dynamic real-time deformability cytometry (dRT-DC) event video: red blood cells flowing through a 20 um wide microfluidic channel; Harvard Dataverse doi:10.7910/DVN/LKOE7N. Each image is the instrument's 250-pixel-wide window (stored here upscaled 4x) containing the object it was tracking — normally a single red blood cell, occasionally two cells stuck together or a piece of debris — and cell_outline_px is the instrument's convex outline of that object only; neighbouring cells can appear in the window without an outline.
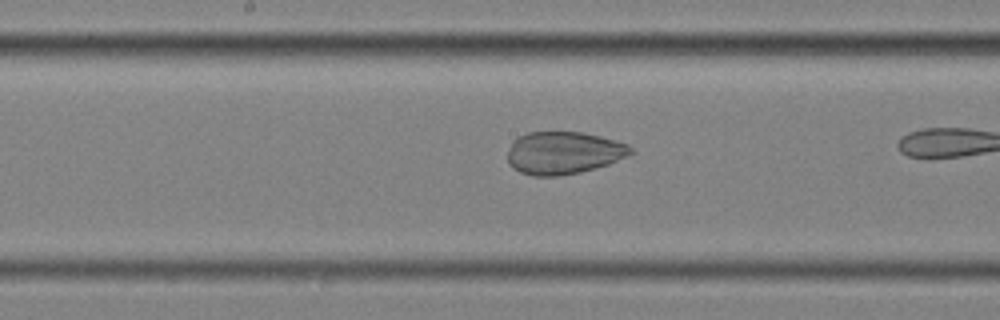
{"species": "common noctule bat (a hibernating species)", "species_latin": "Nyctalus noctula", "temperature_condition": "cold", "stored_images_in_passage": 16, "camera_frame_rate_fps": 3000, "um_per_image_px": 0.085, "animal": {"sex": "female", "body_mass_g": 25.1}, "frame": {"image": 1, "passage_image": 14, "time_ms": 4.333, "image_size_px": [1000, 320], "cell_outline_px": [[636, 152], [628, 156], [608, 164], [580, 172], [556, 176], [532, 176], [520, 172], [512, 168], [508, 164], [508, 152], [512, 140], [528, 132], [584, 132], [600, 136], [628, 144]], "centroid_in_image_um": [47.9, 12.99], "position_along_channel_um": 200.3, "area_um2": 30.69}}